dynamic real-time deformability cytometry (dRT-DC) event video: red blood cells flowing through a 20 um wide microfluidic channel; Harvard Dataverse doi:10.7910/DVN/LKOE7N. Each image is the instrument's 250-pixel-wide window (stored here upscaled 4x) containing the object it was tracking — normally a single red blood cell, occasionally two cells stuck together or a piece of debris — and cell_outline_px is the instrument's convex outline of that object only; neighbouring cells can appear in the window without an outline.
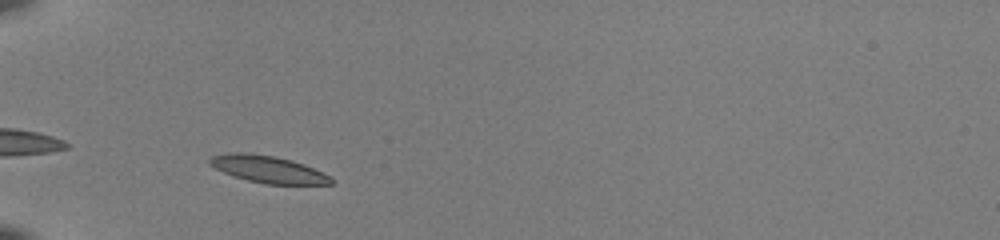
{"species": "common noctule bat (a hibernating species)", "species_latin": "Nyctalus noctula", "temperature_condition": "room temperature", "stored_images_in_passage": 32, "camera_frame_rate_fps": 3000, "um_per_image_px": 0.085, "animal": {"sex": "female", "body_mass_g": 22.0, "forearm_length_mm": 56.7}, "frame": {"image": 1, "passage_image": 2, "time_ms": 0.333, "image_size_px": [1000, 240], "cell_outline_px": [[332, 184], [264, 184], [248, 180], [224, 172], [208, 164], [208, 160], [212, 156], [236, 152], [248, 152], [276, 156], [292, 160], [304, 164], [332, 176]], "centroid_in_image_um": [22.81, 14.38], "position_along_channel_um": 62.2, "area_um2": 19.07}}
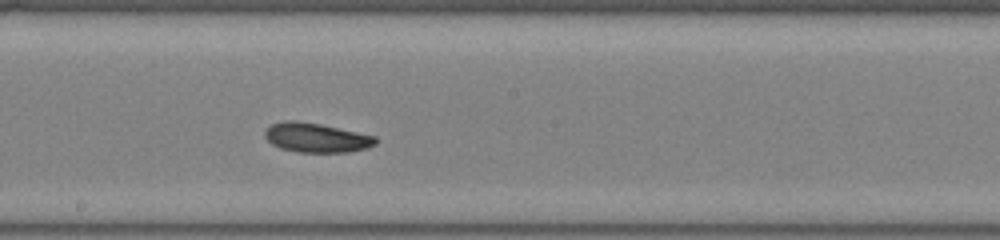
{"frame": {"image": 2, "passage_image": 15, "time_ms": 4.667, "image_size_px": [1000, 240], "cell_outline_px": [[376, 144], [368, 148], [348, 152], [296, 152], [280, 148], [272, 144], [264, 136], [264, 132], [272, 124], [284, 120], [296, 120], [320, 124], [376, 136]], "centroid_in_image_um": [26.88, 11.7], "position_along_channel_um": 221.3, "area_um2": 18.96}}
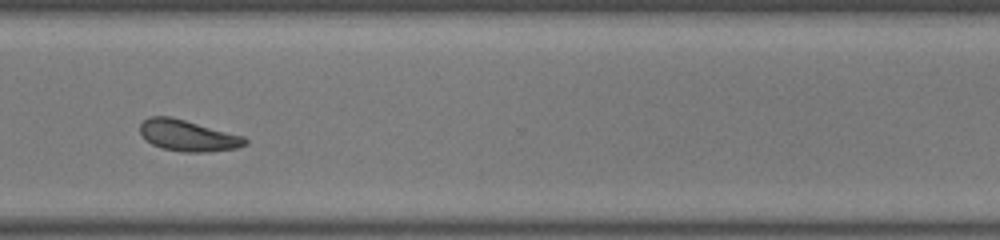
{"frame": {"image": 3, "passage_image": 25, "time_ms": 8.0, "image_size_px": [1000, 240], "cell_outline_px": [[248, 144], [236, 148], [208, 152], [184, 152], [160, 148], [152, 144], [140, 132], [140, 124], [148, 116], [172, 116], [244, 136], [248, 140]], "centroid_in_image_um": [15.99, 11.52], "position_along_channel_um": 354.6, "area_um2": 19.19}, "authors_computed_cell_mechanics": {"area_um2": 18.785, "velocity_mm_per_s": 3.9764, "shape_relaxation_time_tau1_ms": 3.3089, "shape_relaxation_time_tau2_ms": 10.3432, "deformation_change_tau1": 0.1297, "deformation_change_tau2": 0.1502}}